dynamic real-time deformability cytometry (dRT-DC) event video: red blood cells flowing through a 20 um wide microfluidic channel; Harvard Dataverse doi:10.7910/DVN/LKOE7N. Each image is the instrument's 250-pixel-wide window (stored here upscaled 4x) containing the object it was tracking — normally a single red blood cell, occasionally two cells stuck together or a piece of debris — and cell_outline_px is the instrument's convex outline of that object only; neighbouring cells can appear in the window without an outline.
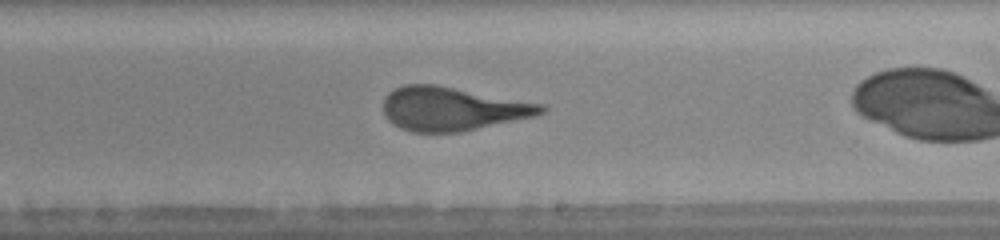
{"species": "human", "species_latin": "Homo sapiens", "temperature_condition": "warm", "stored_images_in_passage": 22, "camera_frame_rate_fps": 3000, "um_per_image_px": 0.085, "donor": {"sex": "female"}, "frame": {"image": 1, "passage_image": 13, "time_ms": 4.0, "image_size_px": [1000, 240], "cell_outline_px": [[548, 108], [544, 112], [536, 116], [460, 132], [412, 132], [400, 128], [392, 124], [388, 120], [384, 112], [384, 96], [388, 92], [404, 84], [436, 84], [544, 104]], "centroid_in_image_um": [38.45, 9.24], "position_along_channel_um": 250.6, "area_um2": 40.34}}